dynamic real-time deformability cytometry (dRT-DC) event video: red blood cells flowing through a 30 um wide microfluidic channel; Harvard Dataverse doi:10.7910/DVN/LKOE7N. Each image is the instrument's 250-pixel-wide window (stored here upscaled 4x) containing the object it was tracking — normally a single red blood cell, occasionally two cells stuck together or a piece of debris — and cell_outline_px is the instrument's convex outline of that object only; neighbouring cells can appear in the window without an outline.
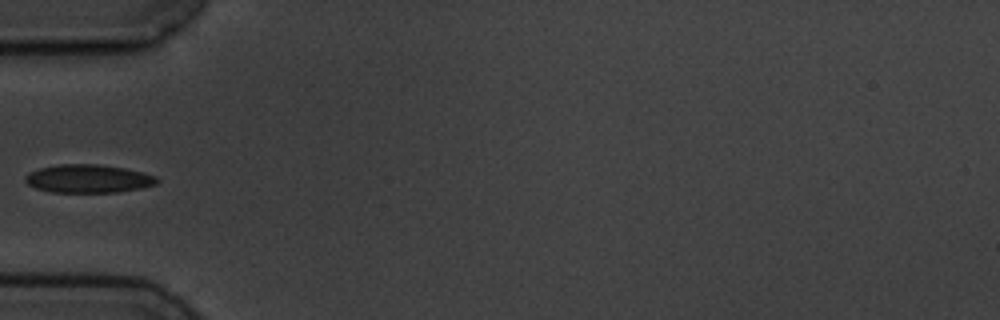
{"species": "common noctule bat (a hibernating species)", "species_latin": "Nyctalus noctula", "temperature_condition": "cold", "stored_images_in_passage": 6, "camera_frame_rate_fps": 3000, "um_per_image_px": 0.085, "animal": {"sex": "male", "body_mass_g": 19.5, "forearm_length_mm": 54.6}, "frame": {"image": 1, "passage_image": 6, "time_ms": 6.0, "image_size_px": [1000, 320], "cell_outline_px": [[160, 180], [156, 184], [140, 188], [116, 192], [52, 192], [36, 188], [28, 184], [24, 180], [24, 176], [40, 168], [56, 164], [96, 164], [124, 168], [144, 172], [156, 176]], "centroid_in_image_um": [7.52, 15.18], "position_along_channel_um": 77.5, "area_um2": 21.62}}